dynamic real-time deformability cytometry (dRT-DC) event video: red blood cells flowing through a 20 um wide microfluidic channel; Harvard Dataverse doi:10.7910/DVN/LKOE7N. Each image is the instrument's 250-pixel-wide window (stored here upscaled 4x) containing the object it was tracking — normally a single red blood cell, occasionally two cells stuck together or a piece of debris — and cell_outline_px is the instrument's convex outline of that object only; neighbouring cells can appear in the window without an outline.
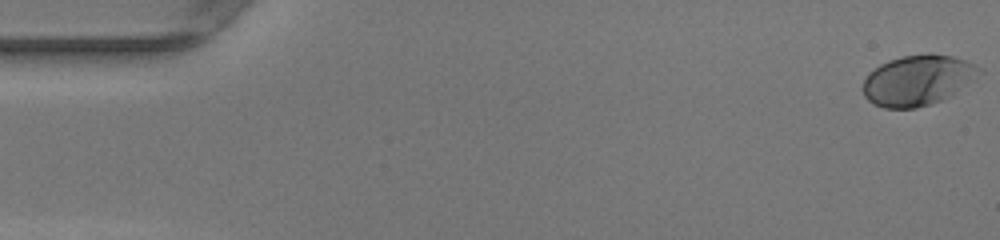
{"species": "human", "species_latin": "Homo sapiens", "temperature_condition": "warm", "stored_images_in_passage": 50, "camera_frame_rate_fps": 3000, "um_per_image_px": 0.085, "donor": {"sex": "female"}, "frame": {"image": 1, "passage_image": 1, "time_ms": 0.0, "image_size_px": [1000, 240], "cell_outline_px": [[984, 72], [976, 80], [952, 96], [916, 108], [884, 108], [872, 104], [864, 96], [864, 80], [868, 72], [880, 64], [888, 60], [900, 56], [928, 52], [932, 52], [952, 56], [976, 64]], "centroid_in_image_um": [78.05, 6.8], "position_along_channel_um": 6.9, "area_um2": 34.85}}
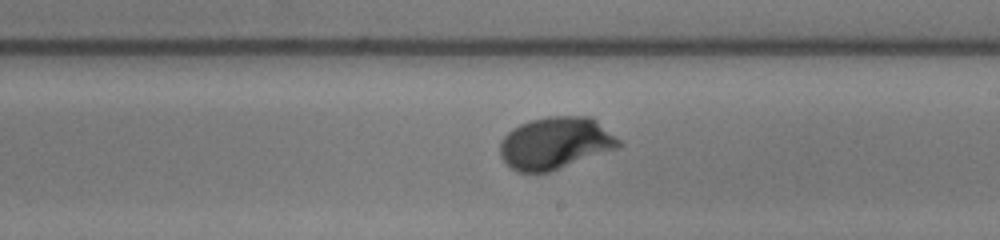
{"frame": {"image": 2, "passage_image": 29, "time_ms": 9.333, "image_size_px": [1000, 240], "cell_outline_px": [[624, 144], [620, 148], [548, 172], [516, 172], [500, 156], [500, 144], [504, 136], [512, 128], [520, 124], [532, 120], [548, 116], [592, 116], [620, 140]], "centroid_in_image_um": [47.24, 12.16], "position_along_channel_um": 241.8, "area_um2": 36.13}}
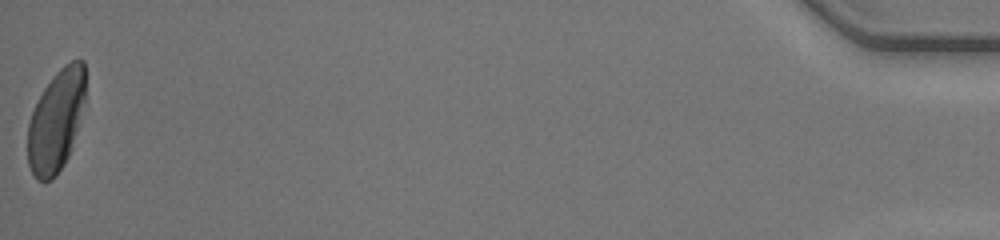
{"frame": {"image": 3, "passage_image": 50, "time_ms": 16.333, "image_size_px": [1000, 240], "cell_outline_px": [[84, 100], [68, 156], [64, 164], [56, 176], [52, 180], [36, 180], [28, 164], [28, 124], [32, 112], [44, 88], [52, 76], [64, 64], [72, 60], [84, 60]], "centroid_in_image_um": [4.74, 10.27], "position_along_channel_um": 430.5, "area_um2": 33.47}, "authors_computed_cell_mechanics": {"area_um2": 34.4199, "velocity_mm_per_s": 4.1906, "shape_relaxation_time_tau1_ms": 2.1794, "shape_relaxation_time_tau2_ms": null, "deformation_change_tau1": 0.1645, "deformation_change_tau2": null}}